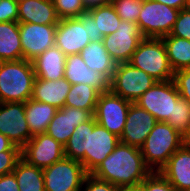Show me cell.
<instances>
[{"label":"cell","instance_id":"6da1fadb","mask_svg":"<svg viewBox=\"0 0 190 191\" xmlns=\"http://www.w3.org/2000/svg\"><path fill=\"white\" fill-rule=\"evenodd\" d=\"M151 172L140 148L119 142L92 175L125 190L136 189Z\"/></svg>","mask_w":190,"mask_h":191},{"label":"cell","instance_id":"7a4b0ae2","mask_svg":"<svg viewBox=\"0 0 190 191\" xmlns=\"http://www.w3.org/2000/svg\"><path fill=\"white\" fill-rule=\"evenodd\" d=\"M35 72L31 61L0 62V102L25 103L32 97Z\"/></svg>","mask_w":190,"mask_h":191},{"label":"cell","instance_id":"3957f363","mask_svg":"<svg viewBox=\"0 0 190 191\" xmlns=\"http://www.w3.org/2000/svg\"><path fill=\"white\" fill-rule=\"evenodd\" d=\"M184 144V136L166 122H157L140 148L146 166L159 172Z\"/></svg>","mask_w":190,"mask_h":191},{"label":"cell","instance_id":"277c9868","mask_svg":"<svg viewBox=\"0 0 190 191\" xmlns=\"http://www.w3.org/2000/svg\"><path fill=\"white\" fill-rule=\"evenodd\" d=\"M129 63L146 72L156 81H169L174 77L165 45L161 38H144L131 56Z\"/></svg>","mask_w":190,"mask_h":191},{"label":"cell","instance_id":"5b68a950","mask_svg":"<svg viewBox=\"0 0 190 191\" xmlns=\"http://www.w3.org/2000/svg\"><path fill=\"white\" fill-rule=\"evenodd\" d=\"M87 175L81 162L64 156L43 169L45 191H80Z\"/></svg>","mask_w":190,"mask_h":191},{"label":"cell","instance_id":"8992f818","mask_svg":"<svg viewBox=\"0 0 190 191\" xmlns=\"http://www.w3.org/2000/svg\"><path fill=\"white\" fill-rule=\"evenodd\" d=\"M179 11L153 0H144L137 20L144 38H162L169 35Z\"/></svg>","mask_w":190,"mask_h":191},{"label":"cell","instance_id":"52a82bcc","mask_svg":"<svg viewBox=\"0 0 190 191\" xmlns=\"http://www.w3.org/2000/svg\"><path fill=\"white\" fill-rule=\"evenodd\" d=\"M149 74L129 62L118 63L111 79V91L132 103L155 84Z\"/></svg>","mask_w":190,"mask_h":191},{"label":"cell","instance_id":"ba28073f","mask_svg":"<svg viewBox=\"0 0 190 191\" xmlns=\"http://www.w3.org/2000/svg\"><path fill=\"white\" fill-rule=\"evenodd\" d=\"M180 98L172 79L169 81H156L135 103L153 115L157 122H166L168 118L173 117L174 104Z\"/></svg>","mask_w":190,"mask_h":191},{"label":"cell","instance_id":"9c48e42d","mask_svg":"<svg viewBox=\"0 0 190 191\" xmlns=\"http://www.w3.org/2000/svg\"><path fill=\"white\" fill-rule=\"evenodd\" d=\"M131 103L111 90L102 92L94 111L95 121L120 138Z\"/></svg>","mask_w":190,"mask_h":191},{"label":"cell","instance_id":"30bf717a","mask_svg":"<svg viewBox=\"0 0 190 191\" xmlns=\"http://www.w3.org/2000/svg\"><path fill=\"white\" fill-rule=\"evenodd\" d=\"M144 39L138 24L121 20L117 30L103 37L102 42L116 64L129 62Z\"/></svg>","mask_w":190,"mask_h":191},{"label":"cell","instance_id":"8fae6325","mask_svg":"<svg viewBox=\"0 0 190 191\" xmlns=\"http://www.w3.org/2000/svg\"><path fill=\"white\" fill-rule=\"evenodd\" d=\"M120 142L119 137L109 132L95 121H88V141L85 150V170L92 174L103 160L109 156Z\"/></svg>","mask_w":190,"mask_h":191},{"label":"cell","instance_id":"7c38bea8","mask_svg":"<svg viewBox=\"0 0 190 191\" xmlns=\"http://www.w3.org/2000/svg\"><path fill=\"white\" fill-rule=\"evenodd\" d=\"M64 146L46 133L34 135L21 148V158L44 169L64 157Z\"/></svg>","mask_w":190,"mask_h":191},{"label":"cell","instance_id":"4fadbf2b","mask_svg":"<svg viewBox=\"0 0 190 191\" xmlns=\"http://www.w3.org/2000/svg\"><path fill=\"white\" fill-rule=\"evenodd\" d=\"M57 24L19 23L23 59L32 61L55 45Z\"/></svg>","mask_w":190,"mask_h":191},{"label":"cell","instance_id":"5bb4252c","mask_svg":"<svg viewBox=\"0 0 190 191\" xmlns=\"http://www.w3.org/2000/svg\"><path fill=\"white\" fill-rule=\"evenodd\" d=\"M0 133L20 148L29 141L31 132L25 117V103L0 104Z\"/></svg>","mask_w":190,"mask_h":191},{"label":"cell","instance_id":"9a60e30c","mask_svg":"<svg viewBox=\"0 0 190 191\" xmlns=\"http://www.w3.org/2000/svg\"><path fill=\"white\" fill-rule=\"evenodd\" d=\"M90 42L87 25L79 17L59 20L55 32V46L66 56L80 54Z\"/></svg>","mask_w":190,"mask_h":191},{"label":"cell","instance_id":"2e32d148","mask_svg":"<svg viewBox=\"0 0 190 191\" xmlns=\"http://www.w3.org/2000/svg\"><path fill=\"white\" fill-rule=\"evenodd\" d=\"M120 142L141 148L157 120L147 110L131 103Z\"/></svg>","mask_w":190,"mask_h":191},{"label":"cell","instance_id":"e0dca14e","mask_svg":"<svg viewBox=\"0 0 190 191\" xmlns=\"http://www.w3.org/2000/svg\"><path fill=\"white\" fill-rule=\"evenodd\" d=\"M94 111L64 106L56 111L45 133L65 146L75 127L89 121L94 116Z\"/></svg>","mask_w":190,"mask_h":191},{"label":"cell","instance_id":"ac0fdd59","mask_svg":"<svg viewBox=\"0 0 190 191\" xmlns=\"http://www.w3.org/2000/svg\"><path fill=\"white\" fill-rule=\"evenodd\" d=\"M64 78L71 85L88 84L101 93L111 89V79L104 73L88 68L80 54L66 56Z\"/></svg>","mask_w":190,"mask_h":191},{"label":"cell","instance_id":"d6986e66","mask_svg":"<svg viewBox=\"0 0 190 191\" xmlns=\"http://www.w3.org/2000/svg\"><path fill=\"white\" fill-rule=\"evenodd\" d=\"M159 172L176 191L190 189V147L183 144Z\"/></svg>","mask_w":190,"mask_h":191},{"label":"cell","instance_id":"ffe728a7","mask_svg":"<svg viewBox=\"0 0 190 191\" xmlns=\"http://www.w3.org/2000/svg\"><path fill=\"white\" fill-rule=\"evenodd\" d=\"M59 17L52 0H26L18 3V22L41 25L58 24Z\"/></svg>","mask_w":190,"mask_h":191},{"label":"cell","instance_id":"44dd1931","mask_svg":"<svg viewBox=\"0 0 190 191\" xmlns=\"http://www.w3.org/2000/svg\"><path fill=\"white\" fill-rule=\"evenodd\" d=\"M70 88L71 84L65 78L51 81L35 77L31 99L61 109L65 105Z\"/></svg>","mask_w":190,"mask_h":191},{"label":"cell","instance_id":"7402d4cb","mask_svg":"<svg viewBox=\"0 0 190 191\" xmlns=\"http://www.w3.org/2000/svg\"><path fill=\"white\" fill-rule=\"evenodd\" d=\"M31 62L37 78L51 81L64 78L66 55L55 45Z\"/></svg>","mask_w":190,"mask_h":191},{"label":"cell","instance_id":"603a6c76","mask_svg":"<svg viewBox=\"0 0 190 191\" xmlns=\"http://www.w3.org/2000/svg\"><path fill=\"white\" fill-rule=\"evenodd\" d=\"M57 110L54 106L31 98L25 102V117L29 125L31 138L34 135L46 132Z\"/></svg>","mask_w":190,"mask_h":191},{"label":"cell","instance_id":"cb8c5ba5","mask_svg":"<svg viewBox=\"0 0 190 191\" xmlns=\"http://www.w3.org/2000/svg\"><path fill=\"white\" fill-rule=\"evenodd\" d=\"M80 55L88 68L104 73L112 79L117 64L108 54L102 41H91Z\"/></svg>","mask_w":190,"mask_h":191},{"label":"cell","instance_id":"d4e9b609","mask_svg":"<svg viewBox=\"0 0 190 191\" xmlns=\"http://www.w3.org/2000/svg\"><path fill=\"white\" fill-rule=\"evenodd\" d=\"M23 59L19 22H0V62Z\"/></svg>","mask_w":190,"mask_h":191},{"label":"cell","instance_id":"484cf974","mask_svg":"<svg viewBox=\"0 0 190 191\" xmlns=\"http://www.w3.org/2000/svg\"><path fill=\"white\" fill-rule=\"evenodd\" d=\"M161 39L165 45L172 70L175 72L190 68V40L176 36H165Z\"/></svg>","mask_w":190,"mask_h":191},{"label":"cell","instance_id":"4316f807","mask_svg":"<svg viewBox=\"0 0 190 191\" xmlns=\"http://www.w3.org/2000/svg\"><path fill=\"white\" fill-rule=\"evenodd\" d=\"M12 173L17 180L19 191H45L43 169L30 165L21 158Z\"/></svg>","mask_w":190,"mask_h":191},{"label":"cell","instance_id":"83f0119b","mask_svg":"<svg viewBox=\"0 0 190 191\" xmlns=\"http://www.w3.org/2000/svg\"><path fill=\"white\" fill-rule=\"evenodd\" d=\"M101 92L93 86L72 84L64 106L82 110H95Z\"/></svg>","mask_w":190,"mask_h":191},{"label":"cell","instance_id":"f1b7e54d","mask_svg":"<svg viewBox=\"0 0 190 191\" xmlns=\"http://www.w3.org/2000/svg\"><path fill=\"white\" fill-rule=\"evenodd\" d=\"M93 15L97 36L102 40L104 36L115 32L120 25L121 18L117 15L111 3L89 10Z\"/></svg>","mask_w":190,"mask_h":191},{"label":"cell","instance_id":"f546056e","mask_svg":"<svg viewBox=\"0 0 190 191\" xmlns=\"http://www.w3.org/2000/svg\"><path fill=\"white\" fill-rule=\"evenodd\" d=\"M88 141V121L81 123L64 146V155L82 163L85 168V150Z\"/></svg>","mask_w":190,"mask_h":191},{"label":"cell","instance_id":"4dcf8cb0","mask_svg":"<svg viewBox=\"0 0 190 191\" xmlns=\"http://www.w3.org/2000/svg\"><path fill=\"white\" fill-rule=\"evenodd\" d=\"M166 123L184 136L190 129V102L180 98L174 104L173 117L168 118Z\"/></svg>","mask_w":190,"mask_h":191},{"label":"cell","instance_id":"1f68e13d","mask_svg":"<svg viewBox=\"0 0 190 191\" xmlns=\"http://www.w3.org/2000/svg\"><path fill=\"white\" fill-rule=\"evenodd\" d=\"M144 0H110L121 20L137 24Z\"/></svg>","mask_w":190,"mask_h":191},{"label":"cell","instance_id":"d6a6232c","mask_svg":"<svg viewBox=\"0 0 190 191\" xmlns=\"http://www.w3.org/2000/svg\"><path fill=\"white\" fill-rule=\"evenodd\" d=\"M59 19L78 18L86 12L81 0H52Z\"/></svg>","mask_w":190,"mask_h":191},{"label":"cell","instance_id":"836d02e7","mask_svg":"<svg viewBox=\"0 0 190 191\" xmlns=\"http://www.w3.org/2000/svg\"><path fill=\"white\" fill-rule=\"evenodd\" d=\"M137 191H176L160 172H151L136 188Z\"/></svg>","mask_w":190,"mask_h":191},{"label":"cell","instance_id":"e575fe53","mask_svg":"<svg viewBox=\"0 0 190 191\" xmlns=\"http://www.w3.org/2000/svg\"><path fill=\"white\" fill-rule=\"evenodd\" d=\"M190 40V10L181 9L169 35Z\"/></svg>","mask_w":190,"mask_h":191},{"label":"cell","instance_id":"d590c367","mask_svg":"<svg viewBox=\"0 0 190 191\" xmlns=\"http://www.w3.org/2000/svg\"><path fill=\"white\" fill-rule=\"evenodd\" d=\"M173 81L180 97L190 102V68L175 71Z\"/></svg>","mask_w":190,"mask_h":191},{"label":"cell","instance_id":"8d00e7d4","mask_svg":"<svg viewBox=\"0 0 190 191\" xmlns=\"http://www.w3.org/2000/svg\"><path fill=\"white\" fill-rule=\"evenodd\" d=\"M21 159V150H7L0 152V176L10 174Z\"/></svg>","mask_w":190,"mask_h":191},{"label":"cell","instance_id":"74e56055","mask_svg":"<svg viewBox=\"0 0 190 191\" xmlns=\"http://www.w3.org/2000/svg\"><path fill=\"white\" fill-rule=\"evenodd\" d=\"M80 191H122V189L107 181L100 180L92 174H88Z\"/></svg>","mask_w":190,"mask_h":191},{"label":"cell","instance_id":"f35d334b","mask_svg":"<svg viewBox=\"0 0 190 191\" xmlns=\"http://www.w3.org/2000/svg\"><path fill=\"white\" fill-rule=\"evenodd\" d=\"M0 22H18V3L0 0Z\"/></svg>","mask_w":190,"mask_h":191},{"label":"cell","instance_id":"ab89813d","mask_svg":"<svg viewBox=\"0 0 190 191\" xmlns=\"http://www.w3.org/2000/svg\"><path fill=\"white\" fill-rule=\"evenodd\" d=\"M79 18L82 20L87 25V32L88 36L91 41H102L98 36H97V27H96V22L93 17V15L89 12H83Z\"/></svg>","mask_w":190,"mask_h":191},{"label":"cell","instance_id":"60d3db41","mask_svg":"<svg viewBox=\"0 0 190 191\" xmlns=\"http://www.w3.org/2000/svg\"><path fill=\"white\" fill-rule=\"evenodd\" d=\"M0 191H19L17 180L13 173L0 176Z\"/></svg>","mask_w":190,"mask_h":191},{"label":"cell","instance_id":"b9f144b4","mask_svg":"<svg viewBox=\"0 0 190 191\" xmlns=\"http://www.w3.org/2000/svg\"><path fill=\"white\" fill-rule=\"evenodd\" d=\"M7 150H21V148L11 142L7 136L0 133V152Z\"/></svg>","mask_w":190,"mask_h":191},{"label":"cell","instance_id":"7bdbcfd3","mask_svg":"<svg viewBox=\"0 0 190 191\" xmlns=\"http://www.w3.org/2000/svg\"><path fill=\"white\" fill-rule=\"evenodd\" d=\"M81 1L87 11L110 3V0H81Z\"/></svg>","mask_w":190,"mask_h":191},{"label":"cell","instance_id":"ee69618b","mask_svg":"<svg viewBox=\"0 0 190 191\" xmlns=\"http://www.w3.org/2000/svg\"><path fill=\"white\" fill-rule=\"evenodd\" d=\"M162 4H165L174 9H185L186 0H153Z\"/></svg>","mask_w":190,"mask_h":191},{"label":"cell","instance_id":"f6af8a7d","mask_svg":"<svg viewBox=\"0 0 190 191\" xmlns=\"http://www.w3.org/2000/svg\"><path fill=\"white\" fill-rule=\"evenodd\" d=\"M184 145L190 147V129H189V131L184 135Z\"/></svg>","mask_w":190,"mask_h":191},{"label":"cell","instance_id":"bcb514c9","mask_svg":"<svg viewBox=\"0 0 190 191\" xmlns=\"http://www.w3.org/2000/svg\"><path fill=\"white\" fill-rule=\"evenodd\" d=\"M185 9L190 10V0H186Z\"/></svg>","mask_w":190,"mask_h":191},{"label":"cell","instance_id":"7dc6e473","mask_svg":"<svg viewBox=\"0 0 190 191\" xmlns=\"http://www.w3.org/2000/svg\"><path fill=\"white\" fill-rule=\"evenodd\" d=\"M122 191H137L136 189H125V190H122Z\"/></svg>","mask_w":190,"mask_h":191},{"label":"cell","instance_id":"c3c4849f","mask_svg":"<svg viewBox=\"0 0 190 191\" xmlns=\"http://www.w3.org/2000/svg\"><path fill=\"white\" fill-rule=\"evenodd\" d=\"M13 1H15L17 3H21V2L26 1V0H13Z\"/></svg>","mask_w":190,"mask_h":191}]
</instances>
